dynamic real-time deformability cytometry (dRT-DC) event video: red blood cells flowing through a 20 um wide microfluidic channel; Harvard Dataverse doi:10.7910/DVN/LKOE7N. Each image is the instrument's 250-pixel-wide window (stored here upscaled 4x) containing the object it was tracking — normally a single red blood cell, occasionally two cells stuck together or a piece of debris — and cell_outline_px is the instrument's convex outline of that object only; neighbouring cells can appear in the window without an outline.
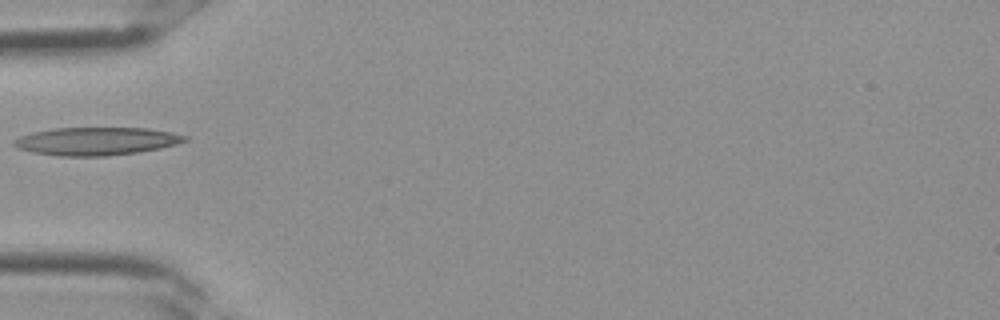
{"species": "Egyptian fruit bat (a non-hibernating species)", "species_latin": "Rousettus aegyptiacus", "temperature_condition": "room temperature", "stored_images_in_passage": 3, "camera_frame_rate_fps": 3000, "um_per_image_px": 0.085, "frame": {"image": 1, "passage_image": 3, "time_ms": 0.667, "image_size_px": [1000, 320], "cell_outline_px": [[188, 140], [176, 144], [160, 148], [136, 152], [104, 156], [56, 156], [32, 152], [16, 148], [12, 144], [12, 140], [20, 136], [32, 132], [52, 128], [148, 128], [172, 132], [188, 136]], "centroid_in_image_um": [8.15, 12.0], "position_along_channel_um": 76.9, "area_um2": 27.98}}